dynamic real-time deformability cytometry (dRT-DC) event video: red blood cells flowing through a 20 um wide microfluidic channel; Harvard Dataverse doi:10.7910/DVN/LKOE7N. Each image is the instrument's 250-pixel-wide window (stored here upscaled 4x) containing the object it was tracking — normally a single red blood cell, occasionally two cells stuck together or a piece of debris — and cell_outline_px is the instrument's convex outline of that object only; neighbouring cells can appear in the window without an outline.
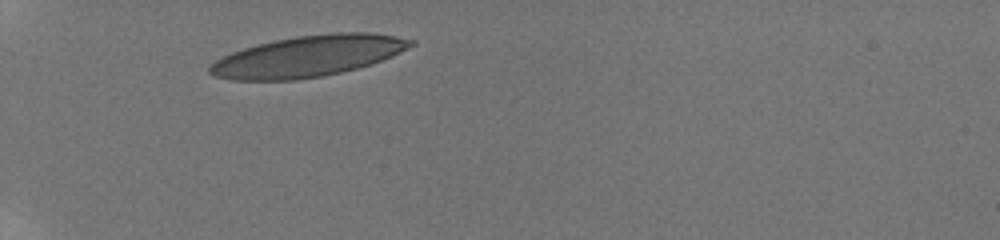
{"species": "human", "species_latin": "Homo sapiens", "temperature_condition": "room temperature", "stored_images_in_passage": 32, "camera_frame_rate_fps": 3000, "um_per_image_px": 0.085, "donor": {"sex": "male"}, "frame": {"image": 1, "passage_image": 1, "time_ms": 0.0, "image_size_px": [1000, 240], "cell_outline_px": [[416, 44], [392, 56], [372, 64], [324, 76], [296, 80], [232, 80], [216, 76], [208, 72], [208, 68], [216, 60], [232, 52], [244, 48], [276, 40], [296, 36], [332, 32], [368, 32], [396, 36], [416, 40]], "centroid_in_image_um": [26.23, 4.77], "position_along_channel_um": 58.8, "area_um2": 47.97}}
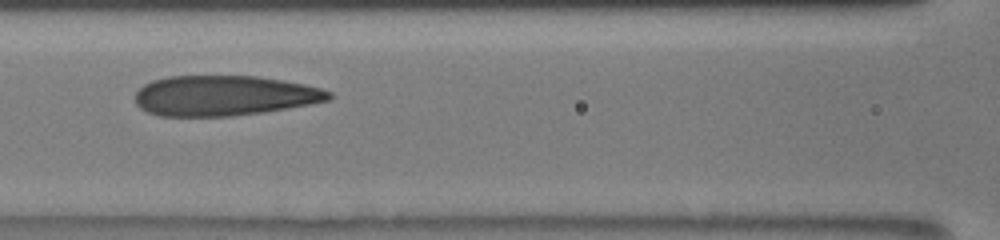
{"frame": {"image": 2, "passage_image": 10, "time_ms": 3.0, "image_size_px": [1000, 240], "cell_outline_px": [[332, 96], [328, 100], [312, 104], [264, 112], [232, 116], [160, 116], [148, 112], [140, 108], [136, 104], [136, 92], [144, 84], [152, 80], [168, 76], [256, 76], [304, 84], [320, 88], [332, 92]], "centroid_in_image_um": [19.05, 8.13], "position_along_channel_um": 147.6, "area_um2": 45.43}}
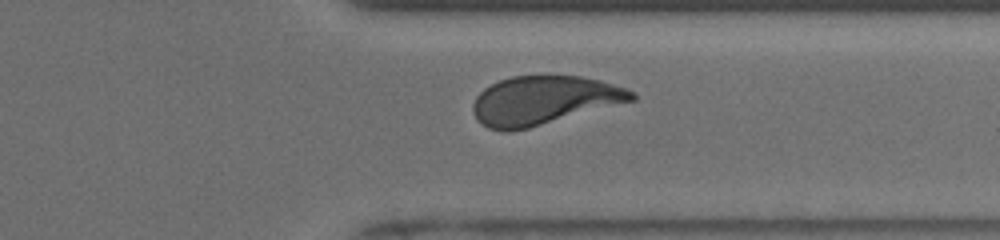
{"frame": {"image": 3, "passage_image": 27, "time_ms": 8.667, "image_size_px": [1000, 240], "cell_outline_px": [[636, 100], [528, 128], [508, 132], [504, 132], [488, 128], [480, 124], [476, 120], [472, 108], [472, 104], [476, 96], [484, 88], [500, 80], [512, 76], [580, 76], [600, 80], [636, 92]], "centroid_in_image_um": [46.2, 8.54], "position_along_channel_um": 365.2, "area_um2": 45.03}, "authors_computed_cell_mechanics": {"area_um2": 46.1244, "velocity_mm_per_s": 3.8435, "shape_relaxation_time_tau1_ms": 4.655, "shape_relaxation_time_tau2_ms": 1.1175, "deformation_change_tau1": 0.1949, "deformation_change_tau2": 0.0852}}